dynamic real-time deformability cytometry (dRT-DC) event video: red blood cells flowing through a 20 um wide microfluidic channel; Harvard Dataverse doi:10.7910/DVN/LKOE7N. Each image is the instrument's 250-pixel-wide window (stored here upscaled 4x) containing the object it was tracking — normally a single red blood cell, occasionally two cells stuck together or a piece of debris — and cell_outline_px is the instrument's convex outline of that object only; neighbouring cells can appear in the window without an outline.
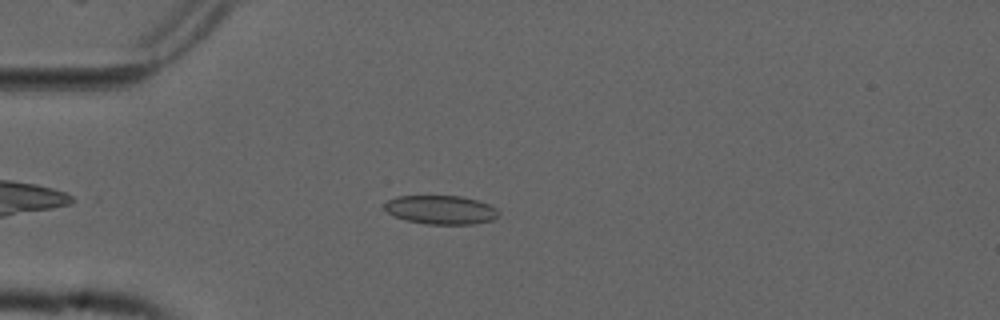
{"species": "common noctule bat (a hibernating species)", "species_latin": "Nyctalus noctula", "temperature_condition": "cold", "stored_images_in_passage": 50, "camera_frame_rate_fps": 3000, "um_per_image_px": 0.085, "animal": {"sex": "male", "forearm_length_mm": 52.5}, "frame": {"image": 1, "passage_image": 10, "time_ms": 3.0, "image_size_px": [1000, 320], "cell_outline_px": [[500, 216], [492, 220], [472, 224], [424, 224], [404, 220], [388, 212], [384, 208], [384, 204], [388, 200], [396, 196], [460, 196], [492, 204], [500, 212]], "centroid_in_image_um": [37.51, 17.83], "position_along_channel_um": 47.5, "area_um2": 19.31}}
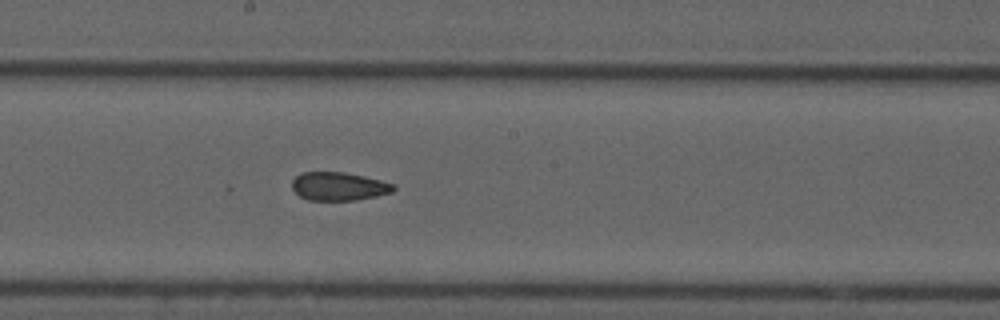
{"frame": {"image": 2, "passage_image": 25, "time_ms": 8.0, "image_size_px": [1000, 320], "cell_outline_px": [[396, 188], [392, 192], [376, 196], [356, 200], [308, 200], [300, 196], [292, 188], [292, 180], [300, 172], [344, 172], [364, 176], [396, 184]], "centroid_in_image_um": [28.8, 15.83], "position_along_channel_um": 219.4, "area_um2": 16.82}}
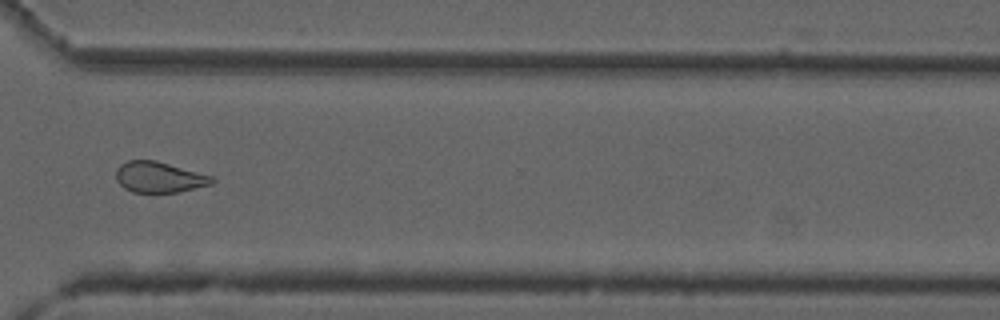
{"frame": {"image": 3, "passage_image": 36, "time_ms": 11.667, "image_size_px": [1000, 320], "cell_outline_px": [[216, 180], [212, 184], [176, 192], [132, 192], [124, 188], [116, 180], [116, 168], [120, 164], [128, 160], [156, 160], [212, 176]], "centroid_in_image_um": [13.5, 15.05], "position_along_channel_um": 357.1, "area_um2": 17.17}, "authors_computed_cell_mechanics": {"area_um2": 18.2648, "velocity_mm_per_s": 3.7588, "shape_relaxation_time_tau1_ms": null, "shape_relaxation_time_tau2_ms": 2.8876, "deformation_change_tau1": null, "deformation_change_tau2": 0.0817}}